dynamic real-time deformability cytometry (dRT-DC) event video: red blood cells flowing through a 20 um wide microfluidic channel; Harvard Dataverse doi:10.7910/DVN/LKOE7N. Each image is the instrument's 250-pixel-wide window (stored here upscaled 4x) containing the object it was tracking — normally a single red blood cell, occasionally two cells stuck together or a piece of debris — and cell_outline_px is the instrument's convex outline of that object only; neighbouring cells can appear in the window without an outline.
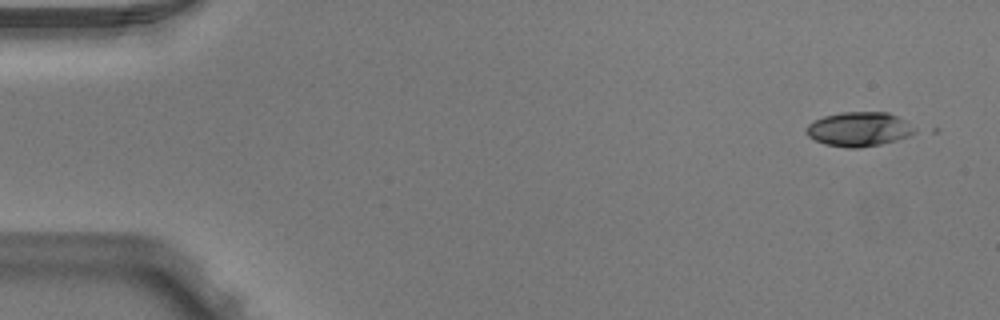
{"species": "Egyptian fruit bat (a non-hibernating species)", "species_latin": "Rousettus aegyptiacus", "temperature_condition": "warm", "stored_images_in_passage": 4, "camera_frame_rate_fps": 3000, "um_per_image_px": 0.085, "animal": {"sex": "male"}, "frame": {"image": 1, "passage_image": 1, "time_ms": 0.0, "image_size_px": [1000, 320], "cell_outline_px": [[916, 132], [908, 136], [896, 140], [880, 144], [860, 148], [848, 148], [824, 144], [808, 136], [804, 128], [808, 124], [824, 116], [840, 112], [888, 112], [904, 120], [916, 128]], "centroid_in_image_um": [73.0, 10.98], "position_along_channel_um": 12.0, "area_um2": 21.68}}